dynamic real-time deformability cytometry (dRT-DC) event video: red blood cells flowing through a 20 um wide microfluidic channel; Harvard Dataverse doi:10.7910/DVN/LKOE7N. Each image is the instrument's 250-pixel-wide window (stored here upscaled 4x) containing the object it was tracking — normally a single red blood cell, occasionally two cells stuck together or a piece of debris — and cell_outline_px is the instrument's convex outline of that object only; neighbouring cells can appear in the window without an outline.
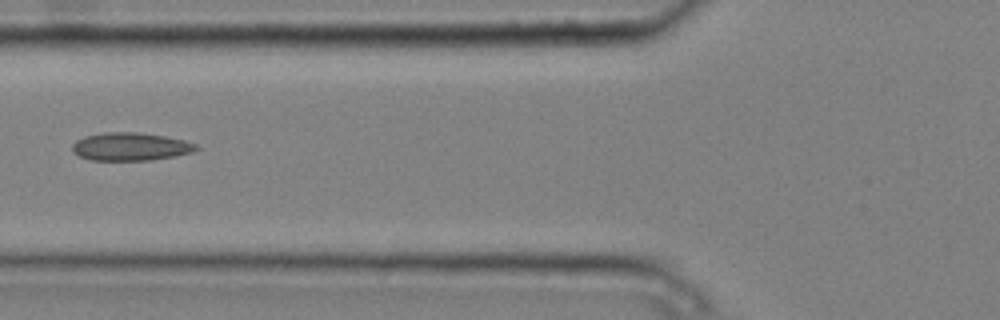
{"species": "common noctule bat (a hibernating species)", "species_latin": "Nyctalus noctula", "temperature_condition": "cold", "stored_images_in_passage": 8, "camera_frame_rate_fps": 3000, "um_per_image_px": 0.085, "animal": {"sex": "male", "body_mass_g": 20.4}, "frame": {"image": 1, "passage_image": 6, "time_ms": 1.667, "image_size_px": [1000, 320], "cell_outline_px": [[200, 148], [192, 152], [176, 156], [148, 160], [92, 160], [80, 156], [72, 148], [72, 144], [76, 140], [84, 136], [104, 132], [140, 132], [164, 136], [184, 140], [196, 144]], "centroid_in_image_um": [11.11, 12.45], "position_along_channel_um": 114.7, "area_um2": 20.17}}
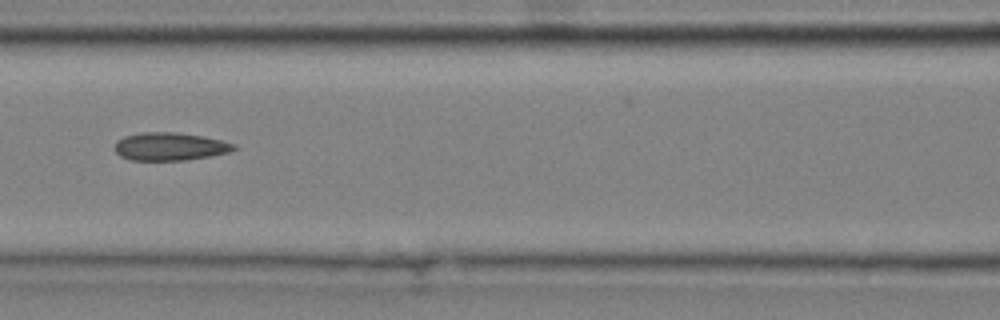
{"frame": {"image": 2, "passage_image": 7, "time_ms": 2.0, "image_size_px": [1000, 320], "cell_outline_px": [[236, 148], [228, 152], [208, 156], [184, 160], [132, 160], [120, 156], [116, 152], [116, 140], [124, 136], [140, 132], [176, 132], [200, 136], [220, 140], [236, 144]], "centroid_in_image_um": [14.4, 12.44], "position_along_channel_um": 152.2, "area_um2": 19.19}}
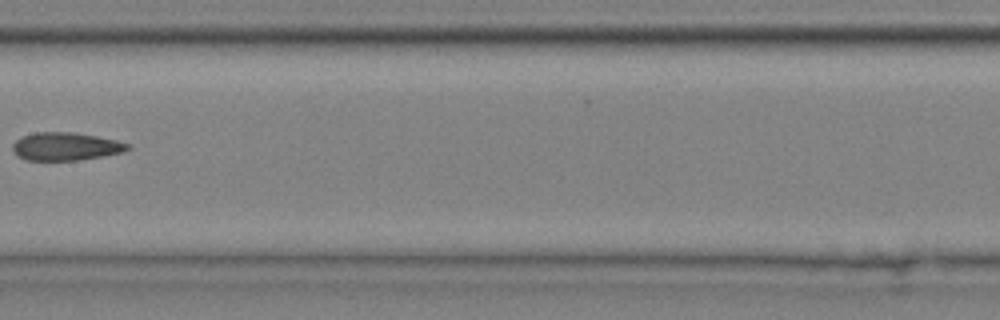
{"frame": {"image": 3, "passage_image": 8, "time_ms": 2.333, "image_size_px": [1000, 320], "cell_outline_px": [[132, 148], [124, 152], [76, 160], [24, 160], [16, 156], [12, 152], [12, 144], [16, 140], [24, 136], [36, 132], [72, 132], [96, 136], [116, 140], [132, 144]], "centroid_in_image_um": [5.58, 12.45], "position_along_channel_um": 201.8, "area_um2": 18.84}}